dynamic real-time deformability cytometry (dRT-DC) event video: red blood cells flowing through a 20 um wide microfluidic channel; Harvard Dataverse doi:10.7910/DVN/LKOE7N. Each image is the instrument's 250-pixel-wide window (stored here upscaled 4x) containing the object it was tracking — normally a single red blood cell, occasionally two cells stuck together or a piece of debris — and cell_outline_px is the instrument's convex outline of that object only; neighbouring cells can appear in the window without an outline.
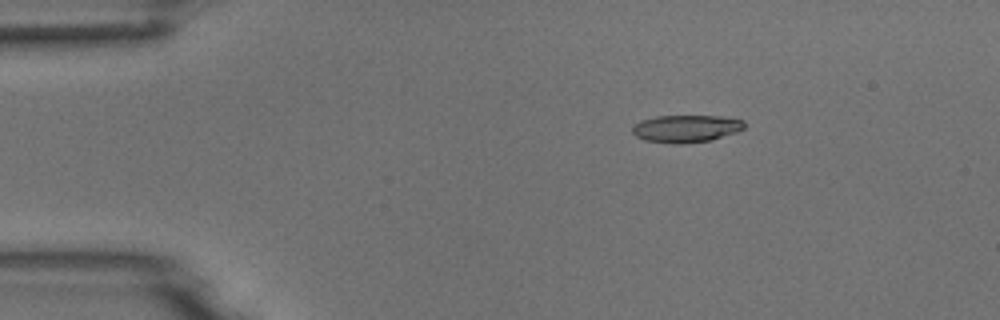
{"species": "common noctule bat (a hibernating species)", "species_latin": "Nyctalus noctula", "temperature_condition": "room temperature", "stored_images_in_passage": 5, "camera_frame_rate_fps": 3000, "um_per_image_px": 0.085, "animal": {"sex": "male", "body_mass_g": 18.8}, "frame": {"image": 1, "passage_image": 3, "time_ms": 0.667, "image_size_px": [1000, 320], "cell_outline_px": [[744, 128], [736, 132], [712, 140], [680, 144], [676, 144], [644, 140], [636, 136], [632, 132], [632, 128], [640, 120], [656, 116], [720, 116], [744, 120]], "centroid_in_image_um": [58.31, 10.93], "position_along_channel_um": 26.7, "area_um2": 17.86}}